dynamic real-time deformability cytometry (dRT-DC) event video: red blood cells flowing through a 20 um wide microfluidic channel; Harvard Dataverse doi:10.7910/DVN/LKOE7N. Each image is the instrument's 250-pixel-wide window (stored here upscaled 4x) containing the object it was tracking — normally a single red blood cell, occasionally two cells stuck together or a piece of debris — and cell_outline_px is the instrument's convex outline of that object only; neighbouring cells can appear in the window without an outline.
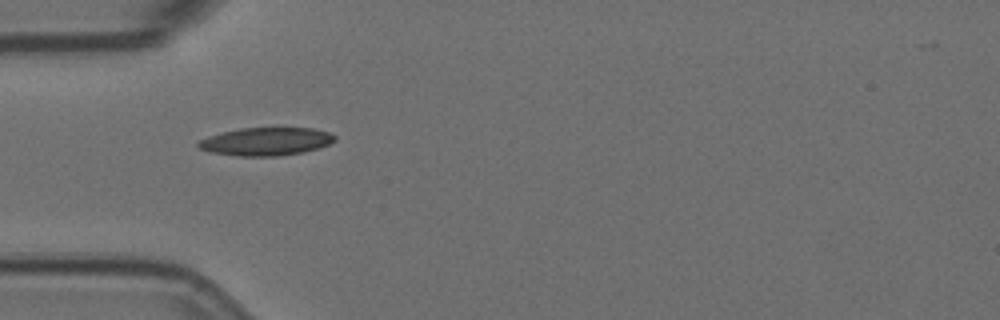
{"species": "Egyptian fruit bat (a non-hibernating species)", "species_latin": "Rousettus aegyptiacus", "temperature_condition": "room temperature", "stored_images_in_passage": 7, "camera_frame_rate_fps": 3000, "um_per_image_px": 0.085, "animal": {"sex": "female"}, "frame": {"image": 1, "passage_image": 5, "time_ms": 1.333, "image_size_px": [1000, 320], "cell_outline_px": [[336, 140], [320, 148], [304, 152], [276, 156], [240, 156], [208, 152], [200, 148], [196, 144], [200, 140], [224, 132], [240, 128], [312, 128], [328, 132], [336, 136]], "centroid_in_image_um": [22.65, 12.03], "position_along_channel_um": 62.4, "area_um2": 22.14}}
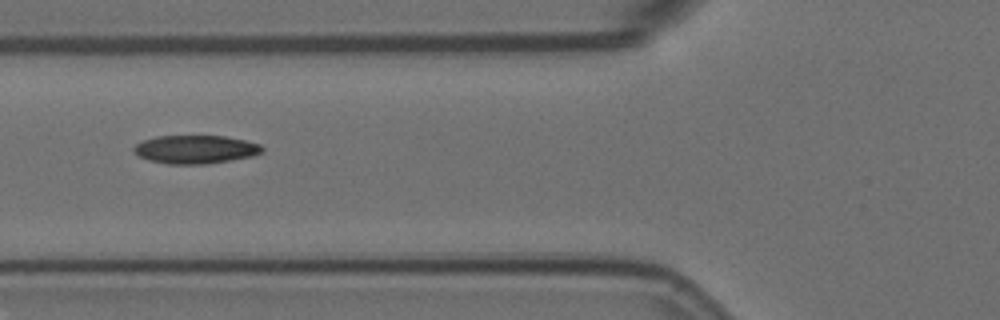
{"frame": {"image": 2, "passage_image": 6, "time_ms": 1.667, "image_size_px": [1000, 320], "cell_outline_px": [[264, 148], [260, 152], [252, 156], [208, 164], [168, 164], [148, 160], [136, 156], [132, 148], [136, 144], [144, 140], [156, 136], [224, 136], [244, 140], [260, 144]], "centroid_in_image_um": [16.57, 12.7], "position_along_channel_um": 109.2, "area_um2": 21.21}}
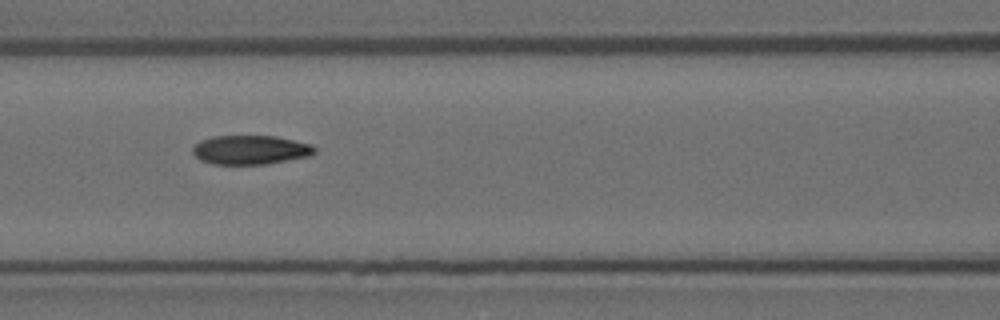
{"frame": {"image": 3, "passage_image": 7, "time_ms": 2.0, "image_size_px": [1000, 320], "cell_outline_px": [[316, 152], [308, 156], [264, 164], [212, 164], [200, 160], [192, 152], [192, 148], [200, 140], [212, 136], [276, 136], [312, 144], [316, 148]], "centroid_in_image_um": [21.27, 12.73], "position_along_channel_um": 145.3, "area_um2": 20.63}}